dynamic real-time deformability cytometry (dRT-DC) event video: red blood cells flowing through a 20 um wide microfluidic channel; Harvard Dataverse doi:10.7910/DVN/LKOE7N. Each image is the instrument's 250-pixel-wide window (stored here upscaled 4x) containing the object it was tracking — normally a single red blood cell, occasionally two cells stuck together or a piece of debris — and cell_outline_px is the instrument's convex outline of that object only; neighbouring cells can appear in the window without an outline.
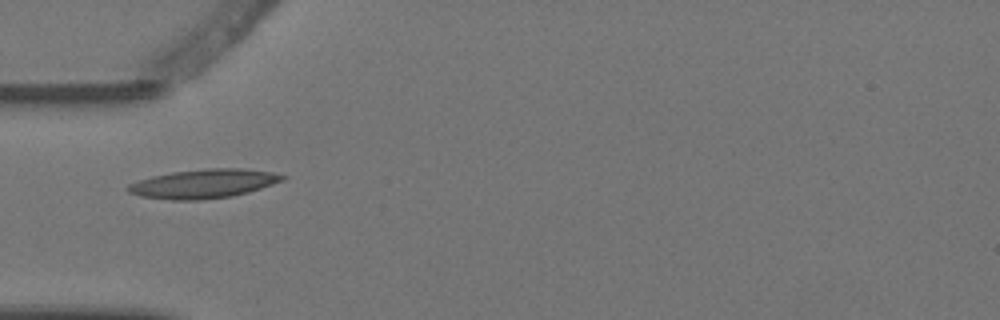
{"species": "Egyptian fruit bat (a non-hibernating species)", "species_latin": "Rousettus aegyptiacus", "temperature_condition": "warm", "stored_images_in_passage": 5, "camera_frame_rate_fps": 3000, "um_per_image_px": 0.085, "animal": {"sex": "female"}, "frame": {"image": 1, "passage_image": 4, "time_ms": 1.0, "image_size_px": [1000, 320], "cell_outline_px": [[288, 176], [284, 180], [248, 192], [232, 196], [200, 200], [172, 200], [140, 196], [128, 192], [124, 188], [128, 184], [136, 180], [152, 176], [172, 172], [208, 168], [240, 168], [272, 172]], "centroid_in_image_um": [17.26, 15.61], "position_along_channel_um": 67.7, "area_um2": 26.18}}
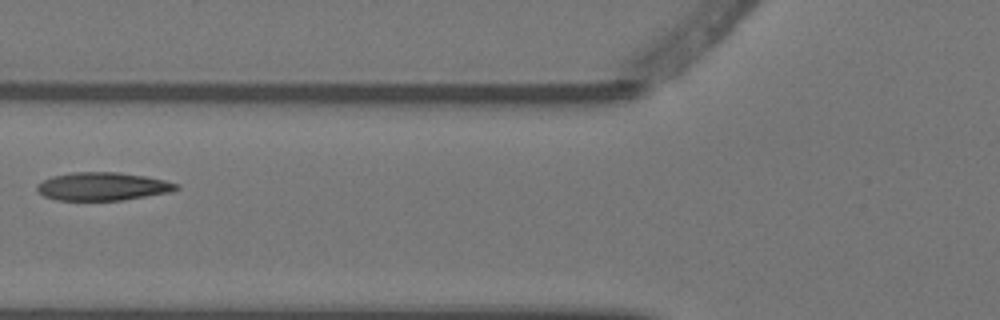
{"frame": {"image": 2, "passage_image": 5, "time_ms": 1.333, "image_size_px": [1000, 320], "cell_outline_px": [[180, 188], [172, 192], [124, 200], [56, 200], [44, 196], [36, 188], [36, 184], [52, 176], [72, 172], [116, 172], [144, 176], [164, 180], [180, 184]], "centroid_in_image_um": [8.75, 15.85], "position_along_channel_um": 117.0, "area_um2": 22.89}}